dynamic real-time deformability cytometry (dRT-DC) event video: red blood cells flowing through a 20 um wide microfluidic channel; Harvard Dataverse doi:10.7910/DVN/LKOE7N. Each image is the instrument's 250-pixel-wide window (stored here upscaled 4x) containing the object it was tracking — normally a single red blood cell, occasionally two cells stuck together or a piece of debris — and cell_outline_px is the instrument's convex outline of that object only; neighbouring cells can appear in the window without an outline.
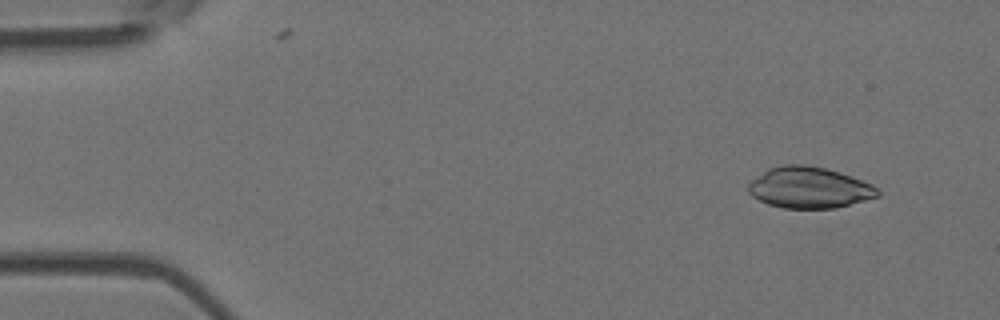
{"species": "Egyptian fruit bat (a non-hibernating species)", "species_latin": "Rousettus aegyptiacus", "temperature_condition": "room temperature", "stored_images_in_passage": 4, "camera_frame_rate_fps": 3000, "um_per_image_px": 0.085, "animal": {"sex": "female"}, "frame": {"image": 1, "passage_image": 1, "time_ms": 0.0, "image_size_px": [1000, 320], "cell_outline_px": [[880, 196], [836, 208], [784, 208], [768, 204], [752, 196], [748, 192], [748, 184], [752, 180], [768, 168], [780, 164], [804, 164], [824, 168], [840, 172], [872, 184], [880, 192]], "centroid_in_image_um": [68.78, 15.94], "position_along_channel_um": 16.2, "area_um2": 31.04}}